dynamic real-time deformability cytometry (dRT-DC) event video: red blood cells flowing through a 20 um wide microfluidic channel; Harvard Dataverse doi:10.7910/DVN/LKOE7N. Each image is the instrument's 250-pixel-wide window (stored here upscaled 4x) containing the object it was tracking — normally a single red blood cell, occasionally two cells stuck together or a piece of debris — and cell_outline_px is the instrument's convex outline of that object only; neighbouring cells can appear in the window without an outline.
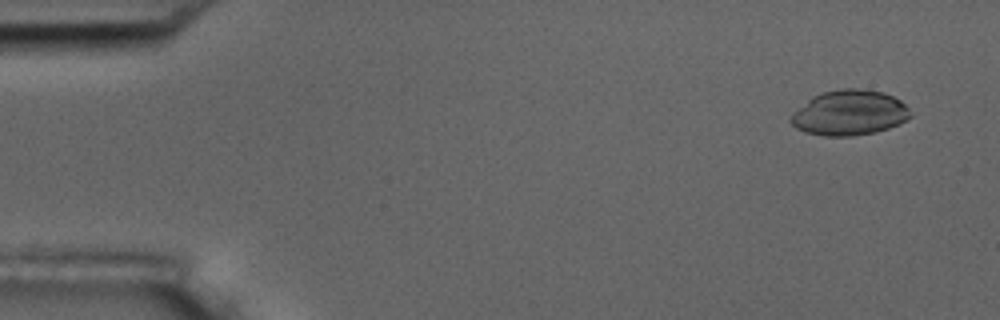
{"species": "common noctule bat (a hibernating species)", "species_latin": "Nyctalus noctula", "temperature_condition": "room temperature", "stored_images_in_passage": 6, "camera_frame_rate_fps": 3000, "um_per_image_px": 0.085, "animal": {"sex": "male", "body_mass_g": 17.5, "forearm_length_mm": 52.3}, "frame": {"image": 1, "passage_image": 1, "time_ms": 0.0, "image_size_px": [1000, 320], "cell_outline_px": [[912, 116], [900, 124], [876, 132], [852, 136], [824, 136], [804, 132], [796, 128], [788, 120], [792, 112], [812, 96], [824, 92], [844, 88], [856, 88], [884, 92], [900, 100], [912, 112]], "centroid_in_image_um": [72.19, 9.59], "position_along_channel_um": 12.8, "area_um2": 31.73}}
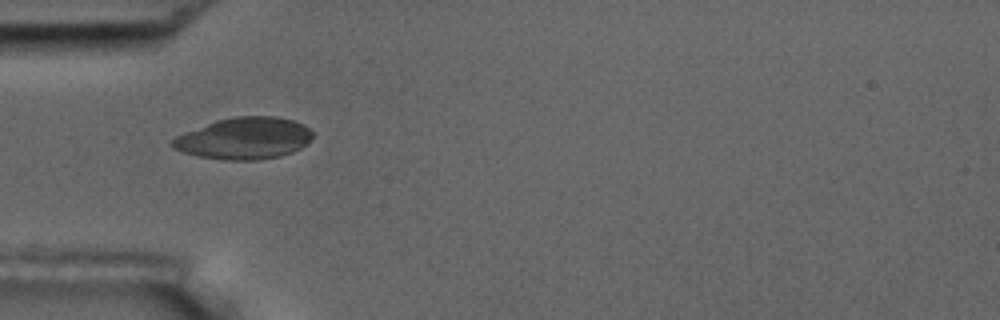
{"frame": {"image": 2, "passage_image": 5, "time_ms": 1.333, "image_size_px": [1000, 320], "cell_outline_px": [[312, 136], [300, 148], [292, 152], [280, 156], [256, 160], [224, 160], [196, 156], [172, 148], [172, 140], [176, 136], [184, 132], [216, 120], [236, 116], [276, 116], [292, 120], [304, 124], [312, 132]], "centroid_in_image_um": [20.73, 11.76], "position_along_channel_um": 64.3, "area_um2": 33.99}}